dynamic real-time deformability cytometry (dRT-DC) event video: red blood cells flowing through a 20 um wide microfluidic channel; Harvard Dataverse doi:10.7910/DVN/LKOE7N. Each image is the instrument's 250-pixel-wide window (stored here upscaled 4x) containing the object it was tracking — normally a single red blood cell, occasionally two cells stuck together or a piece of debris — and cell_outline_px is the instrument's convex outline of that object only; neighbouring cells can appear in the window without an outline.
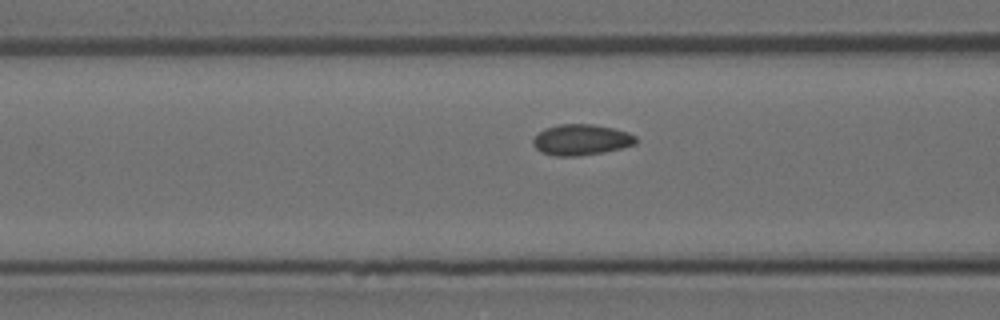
{"species": "Egyptian fruit bat (a non-hibernating species)", "species_latin": "Rousettus aegyptiacus", "temperature_condition": "room temperature", "stored_images_in_passage": 33, "camera_frame_rate_fps": 3000, "um_per_image_px": 0.085, "animal": {"sex": "female"}, "frame": {"image": 1, "passage_image": 11, "time_ms": 3.333, "image_size_px": [1000, 320], "cell_outline_px": [[636, 144], [604, 152], [576, 156], [556, 156], [540, 152], [532, 144], [532, 140], [544, 128], [560, 124], [592, 124], [612, 128], [628, 132], [636, 136]], "centroid_in_image_um": [49.39, 11.88], "position_along_channel_um": 117.2, "area_um2": 18.44}}
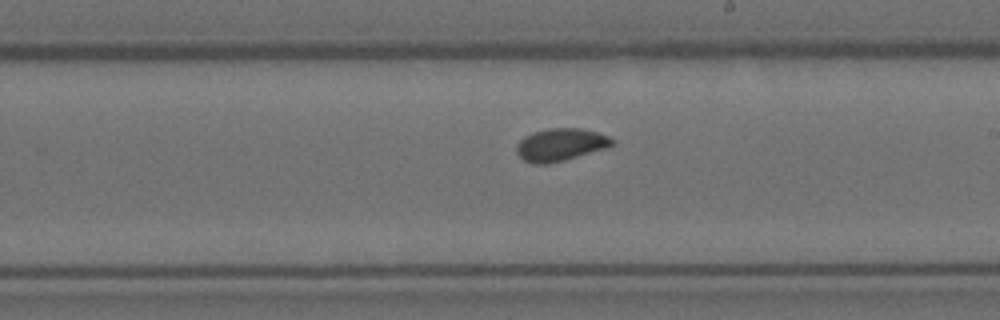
{"frame": {"image": 2, "passage_image": 21, "time_ms": 6.667, "image_size_px": [1000, 320], "cell_outline_px": [[616, 140], [608, 148], [564, 160], [548, 164], [532, 164], [524, 160], [516, 152], [516, 148], [520, 140], [524, 136], [532, 132], [552, 128], [580, 128], [596, 132], [608, 136]], "centroid_in_image_um": [47.65, 12.3], "position_along_channel_um": 241.4, "area_um2": 18.15}}
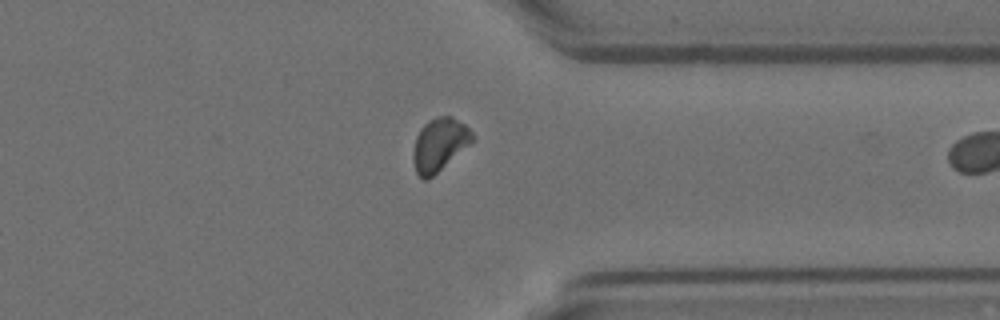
{"frame": {"image": 3, "passage_image": 32, "time_ms": 10.333, "image_size_px": [1000, 320], "cell_outline_px": [[476, 136], [468, 144], [428, 180], [424, 180], [416, 172], [412, 160], [412, 152], [416, 136], [420, 128], [428, 120], [436, 116], [452, 116], [464, 124]], "centroid_in_image_um": [37.3, 12.27], "position_along_channel_um": 374.1, "area_um2": 18.03}}